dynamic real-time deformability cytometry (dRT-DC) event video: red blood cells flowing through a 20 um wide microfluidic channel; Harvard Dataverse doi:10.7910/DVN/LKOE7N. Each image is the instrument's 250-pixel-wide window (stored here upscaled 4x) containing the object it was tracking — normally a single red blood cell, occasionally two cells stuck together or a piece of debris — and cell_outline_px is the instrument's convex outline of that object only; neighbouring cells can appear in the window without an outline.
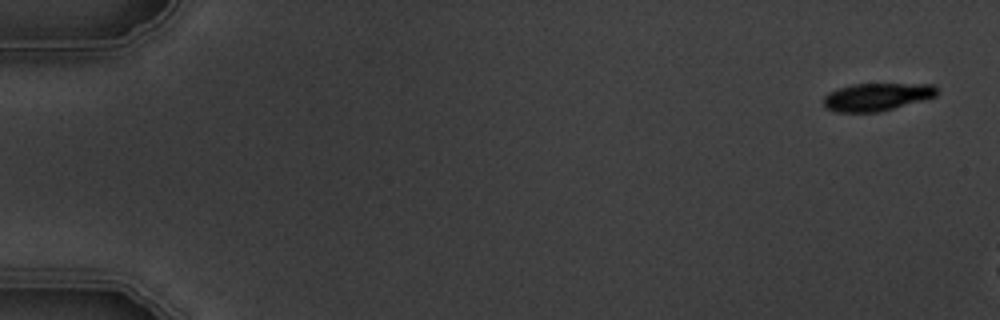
{"species": "common noctule bat (a hibernating species)", "species_latin": "Nyctalus noctula", "temperature_condition": "warm", "stored_images_in_passage": 3, "camera_frame_rate_fps": 3000, "um_per_image_px": 0.085, "animal": {"sex": "male", "body_mass_g": 19.5, "forearm_length_mm": 54.6}, "frame": {"image": 1, "passage_image": 1, "time_ms": 0.0, "image_size_px": [1000, 320], "cell_outline_px": [[936, 96], [880, 112], [836, 112], [828, 108], [824, 104], [824, 96], [828, 92], [852, 84], [936, 84]], "centroid_in_image_um": [74.52, 8.23], "position_along_channel_um": 10.5, "area_um2": 18.15}}